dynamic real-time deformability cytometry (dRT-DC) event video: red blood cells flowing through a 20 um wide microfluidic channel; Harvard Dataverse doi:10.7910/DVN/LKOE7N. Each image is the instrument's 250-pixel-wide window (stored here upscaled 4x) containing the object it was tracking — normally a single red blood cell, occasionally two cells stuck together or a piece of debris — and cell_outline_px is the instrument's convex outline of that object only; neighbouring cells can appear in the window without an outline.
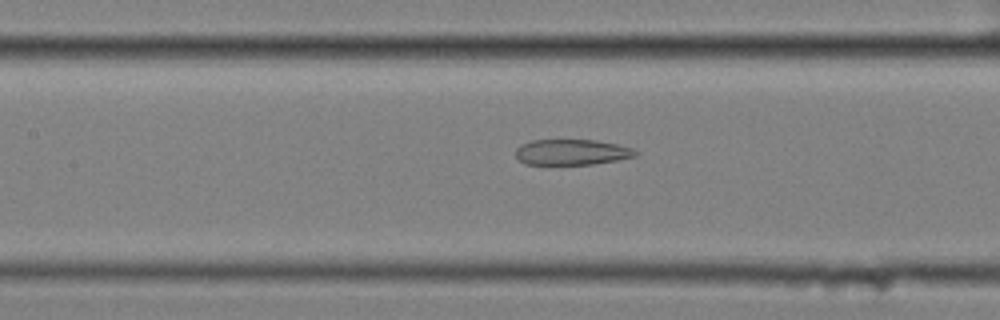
{"species": "common noctule bat (a hibernating species)", "species_latin": "Nyctalus noctula", "temperature_condition": "cold", "stored_images_in_passage": 57, "camera_frame_rate_fps": 3000, "um_per_image_px": 0.085, "animal": {"sex": "female", "body_mass_g": 25.1}, "frame": {"image": 1, "passage_image": 26, "time_ms": 8.333, "image_size_px": [1000, 320], "cell_outline_px": [[640, 152], [636, 156], [616, 160], [592, 164], [524, 164], [516, 156], [516, 148], [520, 144], [532, 140], [596, 140], [616, 144], [632, 148]], "centroid_in_image_um": [48.6, 12.93], "position_along_channel_um": 158.8, "area_um2": 17.86}}
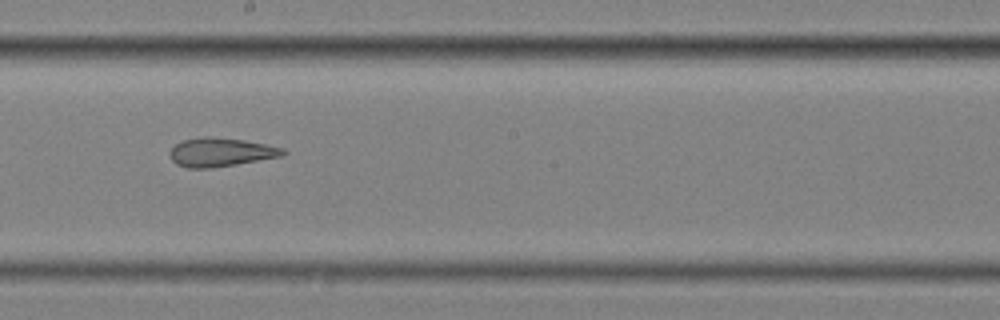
{"frame": {"image": 2, "passage_image": 32, "time_ms": 10.333, "image_size_px": [1000, 320], "cell_outline_px": [[288, 152], [280, 156], [236, 164], [208, 168], [188, 168], [176, 164], [172, 160], [168, 152], [176, 144], [184, 140], [204, 136], [208, 136], [244, 140], [284, 148]], "centroid_in_image_um": [18.73, 12.93], "position_along_channel_um": 229.5, "area_um2": 18.73}}
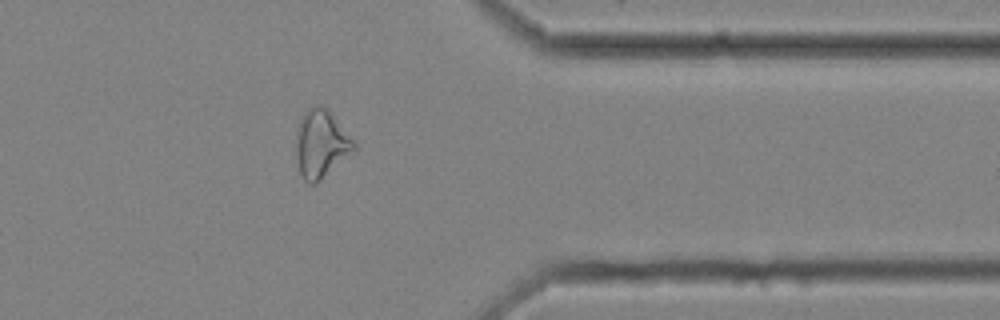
{"frame": {"image": 3, "passage_image": 46, "time_ms": 15.0, "image_size_px": [1000, 320], "cell_outline_px": [[356, 148], [316, 184], [308, 184], [304, 180], [300, 172], [296, 152], [296, 128], [304, 112], [308, 108], [316, 104], [320, 104], [328, 108], [356, 144]], "centroid_in_image_um": [27.26, 12.2], "position_along_channel_um": 384.1, "area_um2": 22.77}, "authors_computed_cell_mechanics": {"area_um2": 24.0448, "velocity_mm_per_s": 3.5362, "shape_relaxation_time_tau1_ms": null, "shape_relaxation_time_tau2_ms": 2.4368, "deformation_change_tau1": null, "deformation_change_tau2": 0.1235}}